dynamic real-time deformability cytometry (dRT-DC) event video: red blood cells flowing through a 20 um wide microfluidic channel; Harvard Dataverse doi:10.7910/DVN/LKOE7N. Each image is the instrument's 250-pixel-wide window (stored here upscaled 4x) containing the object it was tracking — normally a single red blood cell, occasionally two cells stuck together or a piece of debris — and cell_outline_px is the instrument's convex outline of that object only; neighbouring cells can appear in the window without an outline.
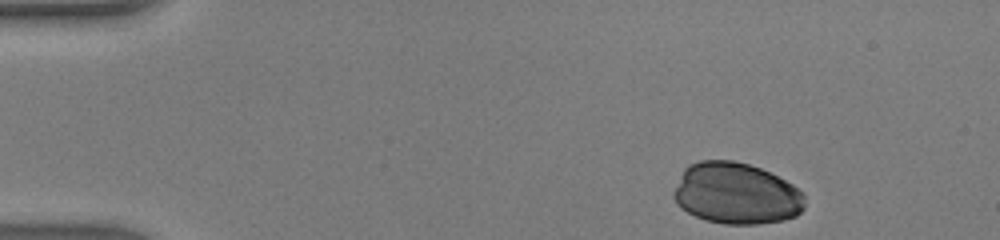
{"species": "human", "species_latin": "Homo sapiens", "temperature_condition": "warm", "stored_images_in_passage": 34, "camera_frame_rate_fps": 3000, "um_per_image_px": 0.085, "donor": {"sex": "male"}, "frame": {"image": 1, "passage_image": 1, "time_ms": 0.0, "image_size_px": [1000, 240], "cell_outline_px": [[804, 208], [796, 216], [784, 220], [756, 224], [724, 224], [704, 220], [680, 208], [672, 196], [672, 192], [684, 168], [688, 164], [700, 160], [732, 160], [748, 164], [760, 168], [792, 184], [804, 192]], "centroid_in_image_um": [62.55, 16.45], "position_along_channel_um": 22.4, "area_um2": 47.16}}
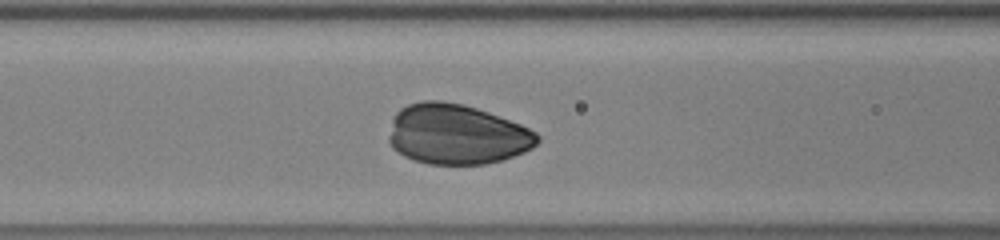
{"frame": {"image": 2, "passage_image": 15, "time_ms": 4.667, "image_size_px": [1000, 240], "cell_outline_px": [[540, 140], [532, 148], [524, 152], [500, 160], [484, 164], [428, 164], [412, 160], [404, 156], [392, 148], [388, 140], [388, 136], [392, 120], [396, 112], [400, 108], [408, 104], [420, 100], [444, 100], [464, 104], [488, 112], [520, 124], [536, 132], [540, 136]], "centroid_in_image_um": [38.79, 11.41], "position_along_channel_um": 127.8, "area_um2": 52.37}}
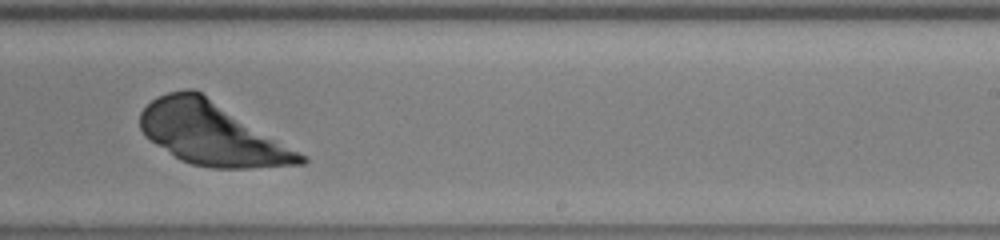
{"frame": {"image": 3, "passage_image": 25, "time_ms": 8.0, "image_size_px": [1000, 240], "cell_outline_px": [[308, 160], [304, 164], [248, 168], [212, 168], [192, 164], [180, 160], [144, 136], [140, 128], [140, 112], [156, 96], [168, 92], [184, 88], [192, 88], [200, 92], [308, 156]], "centroid_in_image_um": [18.0, 11.37], "position_along_channel_um": 271.0, "area_um2": 58.26}}